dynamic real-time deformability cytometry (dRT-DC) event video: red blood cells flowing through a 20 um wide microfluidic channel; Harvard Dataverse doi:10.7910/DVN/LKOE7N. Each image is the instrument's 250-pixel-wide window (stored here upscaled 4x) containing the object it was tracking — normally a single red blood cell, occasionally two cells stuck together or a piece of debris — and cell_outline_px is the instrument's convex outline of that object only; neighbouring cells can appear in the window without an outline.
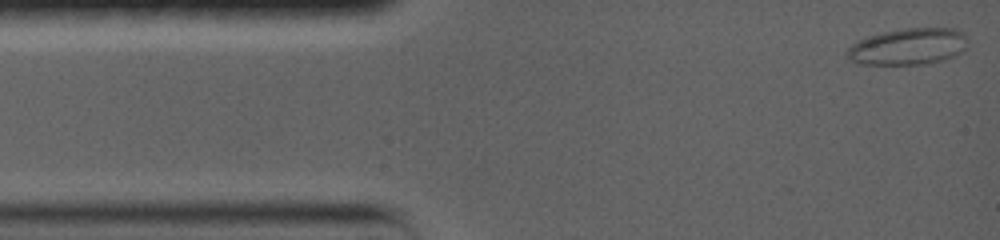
{"species": "common noctule bat (a hibernating species)", "species_latin": "Nyctalus noctula", "temperature_condition": "warm", "stored_images_in_passage": 35, "camera_frame_rate_fps": 5000, "um_per_image_px": 0.085, "animal": {"sex": "female", "body_mass_g": 19.0, "forearm_length_mm": 56.7}, "frame": {"image": 1, "passage_image": 1, "time_ms": 0.0, "image_size_px": [1000, 240], "cell_outline_px": [[968, 40], [964, 52], [944, 60], [924, 64], [856, 64], [848, 60], [844, 52], [856, 40], [868, 36], [884, 32], [904, 28], [956, 28], [964, 32]], "centroid_in_image_um": [77.19, 3.96], "position_along_channel_um": 7.8, "area_um2": 26.18}}
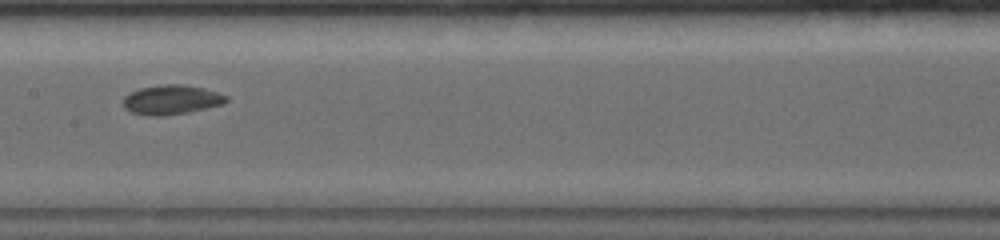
{"frame": {"image": 2, "passage_image": 15, "time_ms": 7.2, "image_size_px": [1000, 240], "cell_outline_px": [[228, 100], [224, 104], [188, 112], [160, 116], [148, 116], [132, 112], [124, 108], [124, 96], [128, 92], [140, 88], [160, 84], [184, 84], [204, 88], [228, 96]], "centroid_in_image_um": [14.56, 8.47], "position_along_channel_um": 192.8, "area_um2": 17.8}}
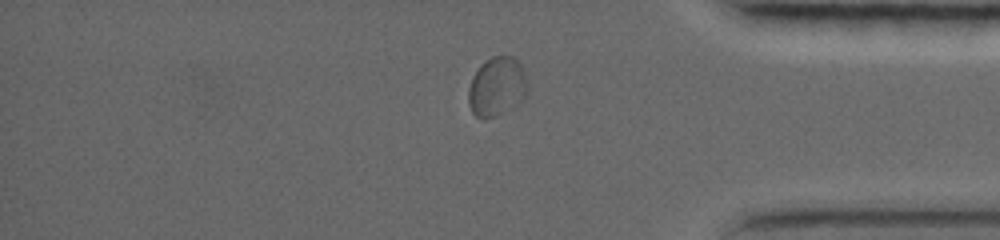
{"frame": {"image": 3, "passage_image": 26, "time_ms": 13.2, "image_size_px": [1000, 240], "cell_outline_px": [[528, 92], [512, 108], [484, 120], [476, 116], [472, 112], [468, 104], [468, 88], [472, 76], [492, 56], [512, 56], [520, 64], [524, 72], [528, 88]], "centroid_in_image_um": [42.22, 7.39], "position_along_channel_um": 393.0, "area_um2": 20.11}, "authors_computed_cell_mechanics": {"area_um2": 18.6694, "velocity_mm_per_s": 3.5781, "shape_relaxation_time_tau1_ms": 2.4915, "shape_relaxation_time_tau2_ms": null, "deformation_change_tau1": 0.0777, "deformation_change_tau2": null}}